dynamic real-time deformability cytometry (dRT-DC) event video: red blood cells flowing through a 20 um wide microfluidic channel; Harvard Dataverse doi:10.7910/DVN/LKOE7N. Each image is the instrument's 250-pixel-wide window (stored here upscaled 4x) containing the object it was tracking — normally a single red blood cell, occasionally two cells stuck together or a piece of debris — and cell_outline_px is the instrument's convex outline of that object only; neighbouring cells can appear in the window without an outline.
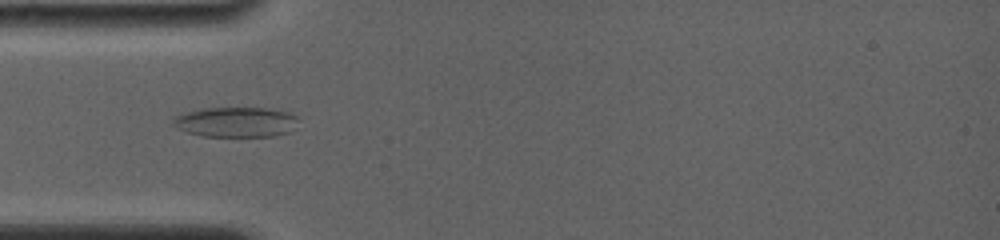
{"species": "common noctule bat (a hibernating species)", "species_latin": "Nyctalus noctula", "temperature_condition": "room temperature", "stored_images_in_passage": 4, "camera_frame_rate_fps": 4000, "um_per_image_px": 0.085, "animal": {"sex": "female", "body_mass_g": 19.0, "forearm_length_mm": 56.7}, "frame": {"image": 1, "passage_image": 1, "time_ms": 0.0, "image_size_px": [1000, 240], "cell_outline_px": [[296, 120], [288, 132], [272, 136], [200, 136], [176, 128], [172, 124], [172, 120], [176, 116], [188, 112], [204, 108], [268, 108], [288, 112], [296, 116]], "centroid_in_image_um": [20.0, 10.37], "position_along_channel_um": 65.0, "area_um2": 21.62}}
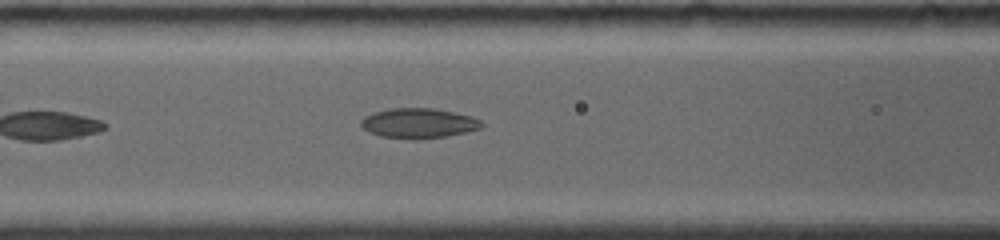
{"frame": {"image": 2, "passage_image": 4, "time_ms": 1.75, "image_size_px": [1000, 240], "cell_outline_px": [[484, 124], [480, 128], [464, 132], [444, 136], [380, 136], [364, 128], [360, 124], [360, 120], [364, 116], [372, 112], [388, 108], [432, 108], [472, 116], [480, 120]], "centroid_in_image_um": [35.56, 10.41], "position_along_channel_um": 131.0, "area_um2": 20.06}}